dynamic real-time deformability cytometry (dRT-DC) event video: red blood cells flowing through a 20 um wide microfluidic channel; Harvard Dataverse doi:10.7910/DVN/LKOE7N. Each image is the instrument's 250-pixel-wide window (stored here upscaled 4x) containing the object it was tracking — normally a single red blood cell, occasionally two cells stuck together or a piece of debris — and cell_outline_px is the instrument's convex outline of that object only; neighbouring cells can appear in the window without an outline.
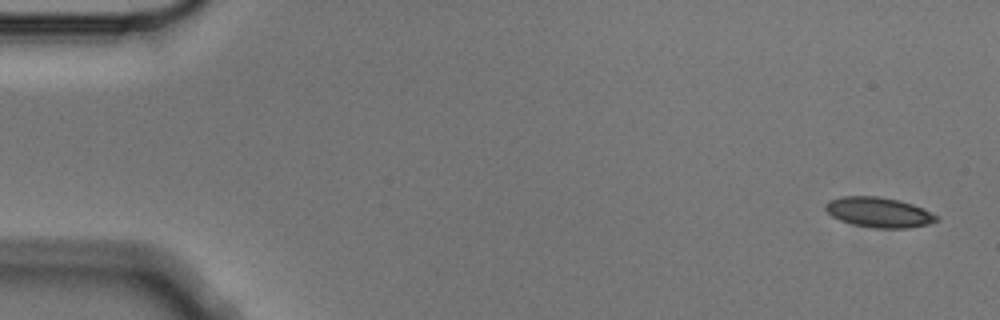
{"species": "Egyptian fruit bat (a non-hibernating species)", "species_latin": "Rousettus aegyptiacus", "temperature_condition": "cold", "stored_images_in_passage": 6, "camera_frame_rate_fps": 3000, "um_per_image_px": 0.085, "animal": {"sex": "male"}, "frame": {"image": 1, "passage_image": 1, "time_ms": 0.0, "image_size_px": [1000, 320], "cell_outline_px": [[940, 220], [928, 224], [908, 228], [872, 228], [852, 224], [840, 220], [832, 216], [824, 208], [824, 204], [828, 200], [840, 196], [880, 196], [900, 200], [912, 204], [940, 216]], "centroid_in_image_um": [74.69, 18.04], "position_along_channel_um": 10.3, "area_um2": 19.71}}
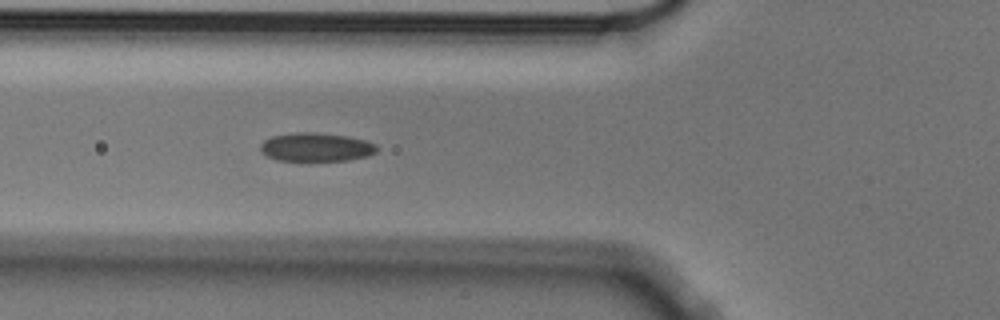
{"frame": {"image": 2, "passage_image": 6, "time_ms": 1.667, "image_size_px": [1000, 320], "cell_outline_px": [[380, 148], [376, 152], [368, 156], [348, 160], [276, 160], [260, 152], [260, 144], [264, 140], [272, 136], [296, 132], [316, 132], [348, 136], [364, 140], [376, 144]], "centroid_in_image_um": [26.88, 12.49], "position_along_channel_um": 98.9, "area_um2": 19.48}}